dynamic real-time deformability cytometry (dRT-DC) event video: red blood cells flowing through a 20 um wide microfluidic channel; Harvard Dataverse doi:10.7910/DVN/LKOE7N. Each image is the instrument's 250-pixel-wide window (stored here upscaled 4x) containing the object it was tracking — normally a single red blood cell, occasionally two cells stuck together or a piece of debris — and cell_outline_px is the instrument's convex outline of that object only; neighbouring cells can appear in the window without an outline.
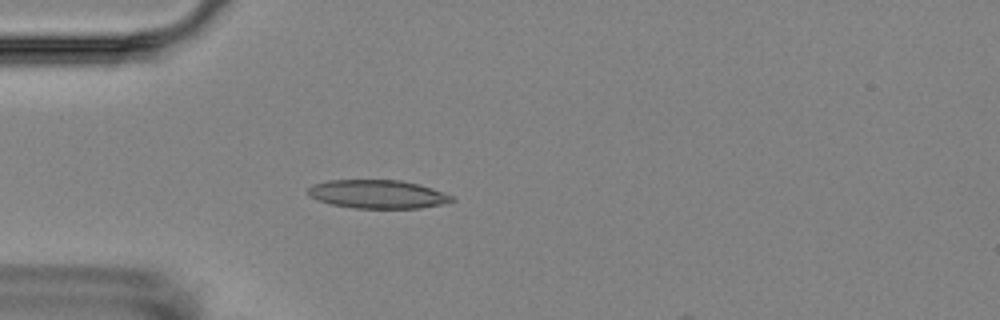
{"species": "Egyptian fruit bat (a non-hibernating species)", "species_latin": "Rousettus aegyptiacus", "temperature_condition": "room temperature", "stored_images_in_passage": 6, "camera_frame_rate_fps": 3000, "um_per_image_px": 0.085, "animal": {"sex": "female"}, "frame": {"image": 1, "passage_image": 5, "time_ms": 5.333, "image_size_px": [1000, 320], "cell_outline_px": [[456, 200], [440, 204], [420, 208], [352, 208], [332, 204], [316, 200], [308, 196], [304, 192], [312, 184], [328, 180], [400, 180], [420, 184], [432, 188], [452, 196]], "centroid_in_image_um": [32.03, 16.5], "position_along_channel_um": 53.0, "area_um2": 24.04}}